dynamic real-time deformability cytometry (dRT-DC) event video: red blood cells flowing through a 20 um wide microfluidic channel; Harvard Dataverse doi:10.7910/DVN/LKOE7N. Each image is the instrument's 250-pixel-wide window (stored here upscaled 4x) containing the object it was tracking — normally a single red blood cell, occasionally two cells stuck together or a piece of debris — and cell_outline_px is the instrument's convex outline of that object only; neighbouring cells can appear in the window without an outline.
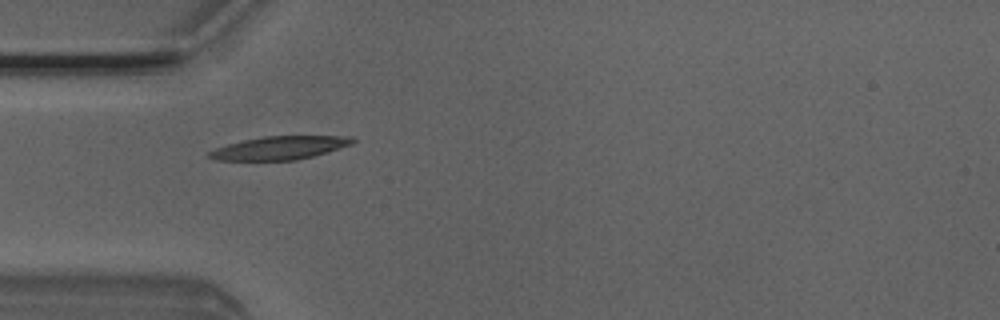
{"species": "Egyptian fruit bat (a non-hibernating species)", "species_latin": "Rousettus aegyptiacus", "temperature_condition": "room temperature", "stored_images_in_passage": 6, "camera_frame_rate_fps": 3000, "um_per_image_px": 0.085, "animal": {"sex": "male"}, "frame": {"image": 1, "passage_image": 5, "time_ms": 1.333, "image_size_px": [1000, 320], "cell_outline_px": [[356, 140], [352, 144], [312, 156], [296, 160], [216, 160], [208, 156], [208, 152], [216, 148], [228, 144], [244, 140], [264, 136], [352, 136]], "centroid_in_image_um": [23.77, 12.56], "position_along_channel_um": 61.2, "area_um2": 19.19}}